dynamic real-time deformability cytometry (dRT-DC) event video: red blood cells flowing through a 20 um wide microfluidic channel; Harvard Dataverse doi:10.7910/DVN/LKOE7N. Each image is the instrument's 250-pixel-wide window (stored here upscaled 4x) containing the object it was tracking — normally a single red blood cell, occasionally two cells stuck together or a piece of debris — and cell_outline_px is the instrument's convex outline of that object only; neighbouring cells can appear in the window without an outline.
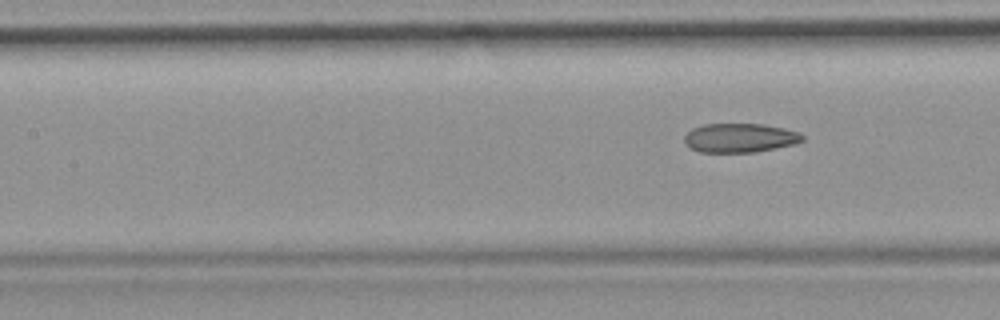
{"species": "common noctule bat (a hibernating species)", "species_latin": "Nyctalus noctula", "temperature_condition": "room temperature", "stored_images_in_passage": 7, "camera_frame_rate_fps": 3000, "um_per_image_px": 0.085, "animal": {"sex": "female", "body_mass_g": 19.9}, "frame": {"image": 1, "passage_image": 7, "time_ms": 7.667, "image_size_px": [1000, 320], "cell_outline_px": [[804, 140], [796, 144], [776, 148], [752, 152], [700, 152], [684, 144], [684, 136], [692, 128], [704, 124], [764, 124], [784, 128], [800, 132], [804, 136]], "centroid_in_image_um": [62.91, 11.71], "position_along_channel_um": 144.5, "area_um2": 20.11}}